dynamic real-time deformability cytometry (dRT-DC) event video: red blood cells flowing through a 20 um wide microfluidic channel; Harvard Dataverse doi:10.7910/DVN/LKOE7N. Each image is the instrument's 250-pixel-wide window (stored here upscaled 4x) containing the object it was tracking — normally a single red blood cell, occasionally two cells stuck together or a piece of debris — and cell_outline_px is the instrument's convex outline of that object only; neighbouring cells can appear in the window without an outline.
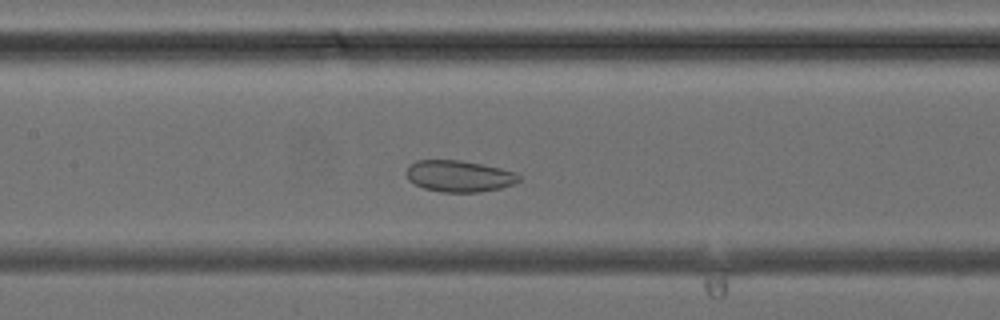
{"species": "common noctule bat (a hibernating species)", "species_latin": "Nyctalus noctula", "temperature_condition": "cold", "stored_images_in_passage": 37, "camera_frame_rate_fps": 3000, "um_per_image_px": 0.085, "animal": {"sex": "female", "body_mass_g": 24.6, "forearm_length_mm": 56.2}, "frame": {"image": 1, "passage_image": 15, "time_ms": 4.667, "image_size_px": [1000, 320], "cell_outline_px": [[520, 180], [512, 184], [500, 188], [480, 192], [444, 192], [424, 188], [408, 180], [408, 164], [416, 160], [460, 160], [500, 168], [516, 172], [520, 176]], "centroid_in_image_um": [39.03, 14.96], "position_along_channel_um": 168.4, "area_um2": 20.46}}
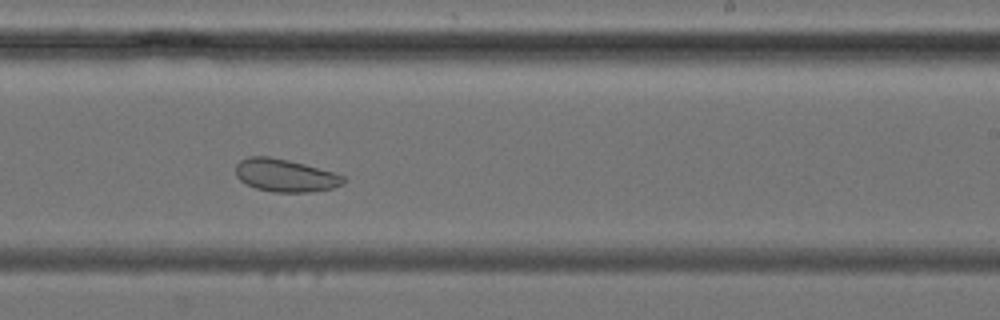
{"frame": {"image": 2, "passage_image": 21, "time_ms": 6.667, "image_size_px": [1000, 320], "cell_outline_px": [[348, 180], [332, 188], [308, 192], [272, 192], [256, 188], [240, 180], [236, 176], [236, 164], [240, 160], [248, 156], [268, 156], [288, 160], [304, 164], [332, 172], [344, 176]], "centroid_in_image_um": [24.22, 14.9], "position_along_channel_um": 264.8, "area_um2": 20.4}}
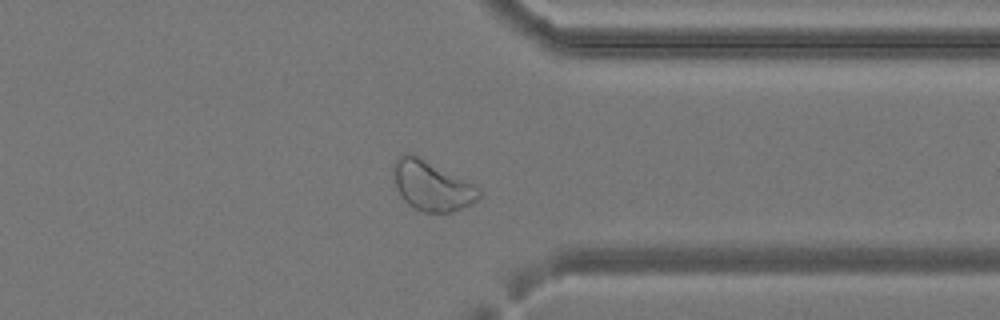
{"frame": {"image": 3, "passage_image": 28, "time_ms": 9.0, "image_size_px": [1000, 320], "cell_outline_px": [[480, 196], [476, 200], [464, 208], [452, 212], [424, 212], [408, 204], [404, 200], [396, 188], [392, 172], [392, 164], [400, 156], [408, 152], [412, 152], [480, 188]], "centroid_in_image_um": [36.66, 15.77], "position_along_channel_um": 374.7, "area_um2": 24.74}}